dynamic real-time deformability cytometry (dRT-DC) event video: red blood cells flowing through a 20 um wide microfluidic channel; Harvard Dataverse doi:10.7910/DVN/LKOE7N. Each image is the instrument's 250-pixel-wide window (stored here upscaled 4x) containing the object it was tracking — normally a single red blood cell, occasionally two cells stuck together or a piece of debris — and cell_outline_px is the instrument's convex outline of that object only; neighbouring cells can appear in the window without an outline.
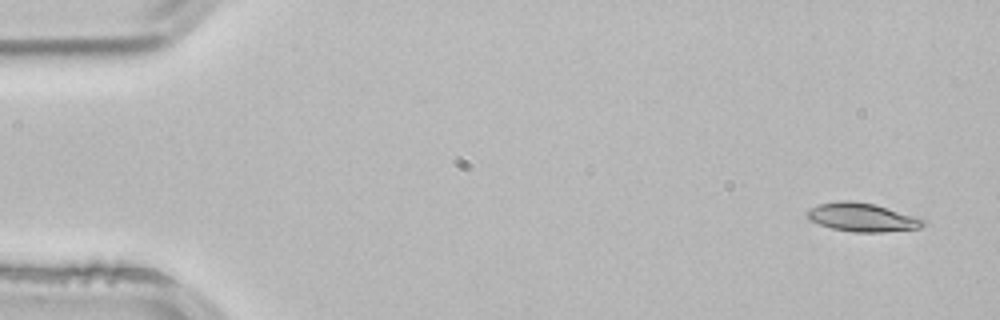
{"species": "common noctule bat (a hibernating species)", "species_latin": "Nyctalus noctula", "temperature_condition": "room temperature", "stored_images_in_passage": 4, "camera_frame_rate_fps": 3000, "um_per_image_px": 0.085, "animal": {"sex": "male", "body_mass_g": 21.5, "forearm_length_mm": 52.0}, "frame": {"image": 1, "passage_image": 1, "time_ms": 0.0, "image_size_px": [1000, 320], "cell_outline_px": [[924, 224], [920, 228], [884, 232], [856, 232], [832, 228], [808, 220], [804, 212], [808, 208], [820, 204], [836, 200], [852, 200], [876, 204], [924, 220]], "centroid_in_image_um": [73.2, 18.45], "position_along_channel_um": 11.8, "area_um2": 19.31}}